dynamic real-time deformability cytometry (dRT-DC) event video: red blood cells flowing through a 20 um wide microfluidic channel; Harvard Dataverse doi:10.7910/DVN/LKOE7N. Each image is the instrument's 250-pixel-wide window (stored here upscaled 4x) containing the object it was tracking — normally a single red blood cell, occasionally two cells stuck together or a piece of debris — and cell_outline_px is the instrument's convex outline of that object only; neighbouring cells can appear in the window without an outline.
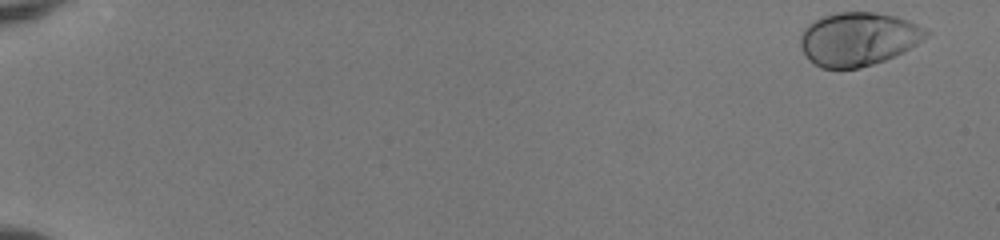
{"species": "human", "species_latin": "Homo sapiens", "temperature_condition": "room temperature", "stored_images_in_passage": 52, "camera_frame_rate_fps": 3000, "um_per_image_px": 0.085, "donor": {"sex": "female"}, "frame": {"image": 1, "passage_image": 1, "time_ms": 0.0, "image_size_px": [1000, 240], "cell_outline_px": [[932, 32], [924, 40], [904, 52], [884, 60], [860, 68], [820, 68], [808, 60], [800, 48], [800, 36], [804, 28], [808, 24], [824, 16], [836, 12], [872, 12], [896, 16], [908, 20]], "centroid_in_image_um": [72.95, 3.32], "position_along_channel_um": 12.0, "area_um2": 39.42}}
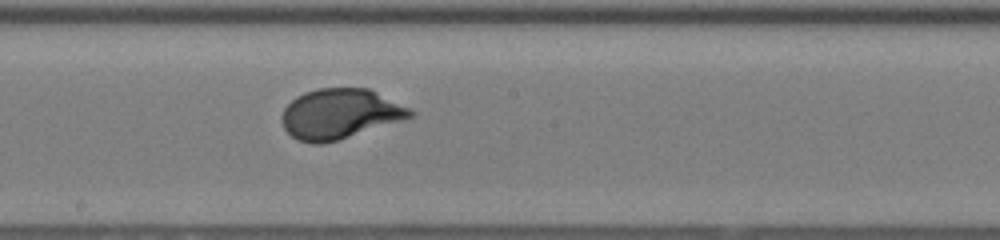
{"frame": {"image": 2, "passage_image": 31, "time_ms": 10.0, "image_size_px": [1000, 240], "cell_outline_px": [[416, 116], [336, 140], [320, 144], [312, 144], [296, 140], [284, 128], [280, 120], [280, 116], [284, 108], [296, 96], [304, 92], [316, 88], [368, 88], [416, 112]], "centroid_in_image_um": [28.84, 9.68], "position_along_channel_um": 219.4, "area_um2": 37.28}}
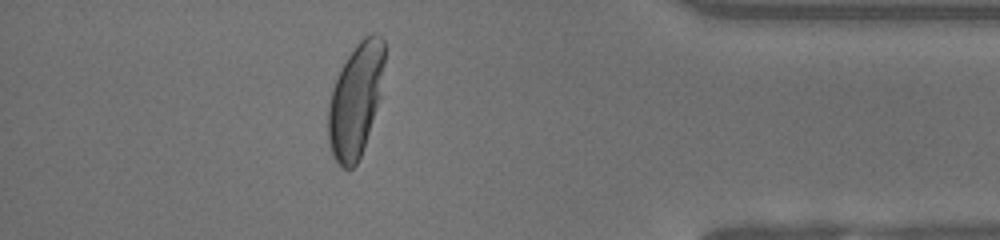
{"frame": {"image": 3, "passage_image": 47, "time_ms": 15.333, "image_size_px": [1000, 240], "cell_outline_px": [[384, 64], [380, 96], [360, 156], [356, 164], [352, 168], [340, 168], [332, 156], [328, 144], [328, 108], [332, 88], [340, 68], [356, 44], [364, 36], [372, 32], [380, 36], [384, 40]], "centroid_in_image_um": [30.2, 8.5], "position_along_channel_um": 405.0, "area_um2": 37.05}, "authors_computed_cell_mechanics": {"area_um2": 36.9053, "velocity_mm_per_s": 3.9741, "shape_relaxation_time_tau1_ms": 2.8246, "shape_relaxation_time_tau2_ms": null, "deformation_change_tau1": 0.1872, "deformation_change_tau2": null}}